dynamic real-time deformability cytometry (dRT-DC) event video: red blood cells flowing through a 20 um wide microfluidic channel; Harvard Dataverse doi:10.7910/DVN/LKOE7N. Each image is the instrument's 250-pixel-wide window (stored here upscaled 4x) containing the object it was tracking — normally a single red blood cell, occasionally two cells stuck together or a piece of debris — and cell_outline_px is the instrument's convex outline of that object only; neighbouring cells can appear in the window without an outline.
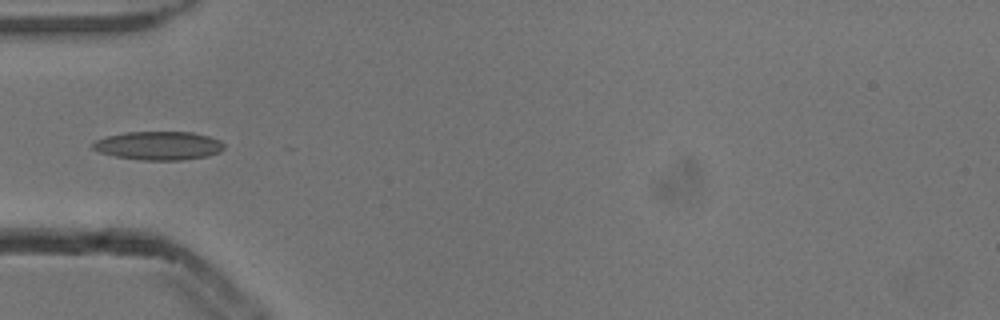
{"species": "common noctule bat (a hibernating species)", "species_latin": "Nyctalus noctula", "temperature_condition": "cold", "stored_images_in_passage": 5, "camera_frame_rate_fps": 3000, "um_per_image_px": 0.085, "animal": {"sex": "male", "body_mass_g": 13.3}, "frame": {"image": 1, "passage_image": 5, "time_ms": 1.333, "image_size_px": [1000, 320], "cell_outline_px": [[224, 148], [220, 152], [208, 156], [180, 160], [140, 160], [116, 156], [100, 152], [92, 148], [92, 144], [96, 140], [104, 136], [124, 132], [192, 132], [208, 136], [220, 140], [224, 144]], "centroid_in_image_um": [13.48, 12.37], "position_along_channel_um": 71.5, "area_um2": 21.91}}